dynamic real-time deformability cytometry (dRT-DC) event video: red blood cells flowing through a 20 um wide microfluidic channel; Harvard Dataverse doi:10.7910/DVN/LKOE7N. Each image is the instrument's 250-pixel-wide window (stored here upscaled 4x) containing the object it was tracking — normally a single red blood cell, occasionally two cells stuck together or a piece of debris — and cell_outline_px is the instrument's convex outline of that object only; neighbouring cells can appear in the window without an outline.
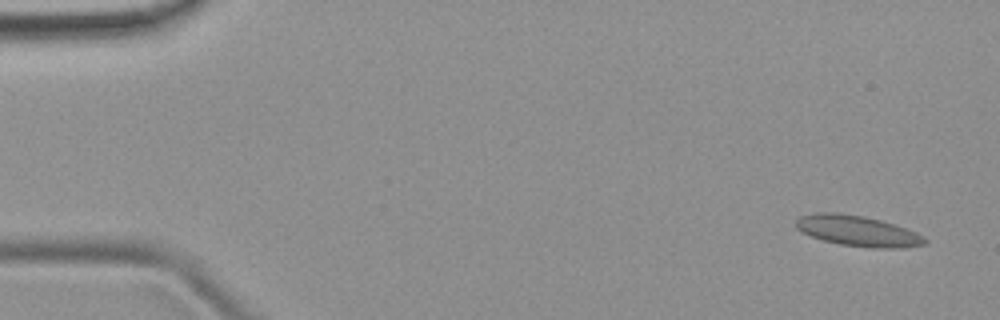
{"species": "common noctule bat (a hibernating species)", "species_latin": "Nyctalus noctula", "temperature_condition": "room temperature", "stored_images_in_passage": 3, "camera_frame_rate_fps": 3000, "um_per_image_px": 0.085, "animal": {"sex": "female", "body_mass_g": 19.9}, "frame": {"image": 1, "passage_image": 3, "time_ms": 2.333, "image_size_px": [1000, 320], "cell_outline_px": [[928, 240], [924, 244], [904, 248], [872, 248], [840, 244], [824, 240], [812, 236], [796, 228], [796, 220], [800, 216], [816, 212], [836, 212], [864, 216], [880, 220], [916, 232], [924, 236]], "centroid_in_image_um": [72.91, 19.62], "position_along_channel_um": 12.1, "area_um2": 22.83}}